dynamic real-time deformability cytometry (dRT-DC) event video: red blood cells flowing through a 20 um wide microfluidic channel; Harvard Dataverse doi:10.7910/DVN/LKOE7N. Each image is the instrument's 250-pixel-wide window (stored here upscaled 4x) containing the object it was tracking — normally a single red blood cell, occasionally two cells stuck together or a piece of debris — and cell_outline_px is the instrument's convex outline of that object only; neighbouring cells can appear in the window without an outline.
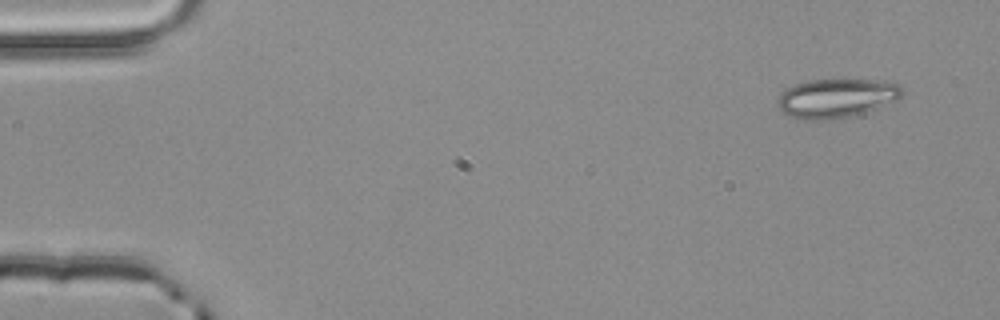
{"species": "common noctule bat (a hibernating species)", "species_latin": "Nyctalus noctula", "temperature_condition": "room temperature", "stored_images_in_passage": 2, "camera_frame_rate_fps": 3000, "um_per_image_px": 0.085, "animal": {"sex": "male", "body_mass_g": 20.4}, "frame": {"image": 1, "passage_image": 2, "time_ms": 0.333, "image_size_px": [1000, 320], "cell_outline_px": [[904, 92], [896, 100], [876, 112], [832, 120], [800, 120], [788, 116], [780, 112], [776, 104], [780, 92], [796, 84], [808, 80], [884, 80], [900, 84], [904, 88]], "centroid_in_image_um": [71.13, 8.38], "position_along_channel_um": 13.9, "area_um2": 29.42}}